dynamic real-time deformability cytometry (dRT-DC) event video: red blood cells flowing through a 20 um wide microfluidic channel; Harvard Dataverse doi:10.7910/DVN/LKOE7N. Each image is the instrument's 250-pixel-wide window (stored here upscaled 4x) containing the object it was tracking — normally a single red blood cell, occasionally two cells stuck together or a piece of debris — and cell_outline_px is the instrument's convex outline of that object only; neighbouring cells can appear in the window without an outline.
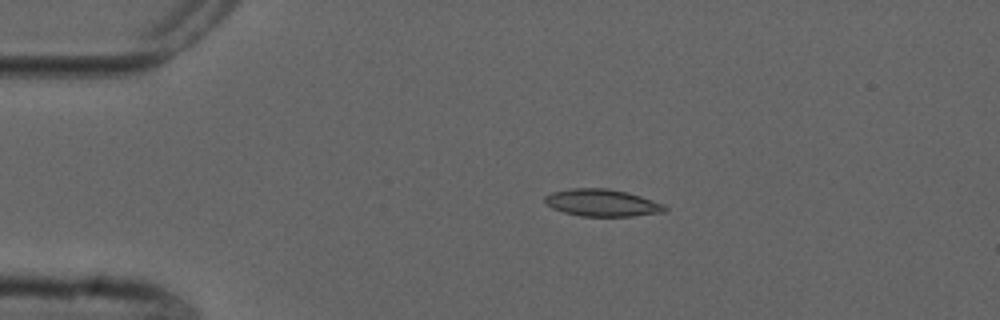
{"species": "common noctule bat (a hibernating species)", "species_latin": "Nyctalus noctula", "temperature_condition": "cold", "stored_images_in_passage": 4, "camera_frame_rate_fps": 3000, "um_per_image_px": 0.085, "animal": {"sex": "male", "forearm_length_mm": 52.5}, "frame": {"image": 1, "passage_image": 2, "time_ms": 1.0, "image_size_px": [1000, 320], "cell_outline_px": [[668, 208], [664, 212], [632, 216], [580, 216], [564, 212], [552, 208], [544, 200], [544, 196], [552, 192], [572, 188], [608, 188], [628, 192], [664, 204]], "centroid_in_image_um": [51.18, 17.23], "position_along_channel_um": 33.8, "area_um2": 18.96}}
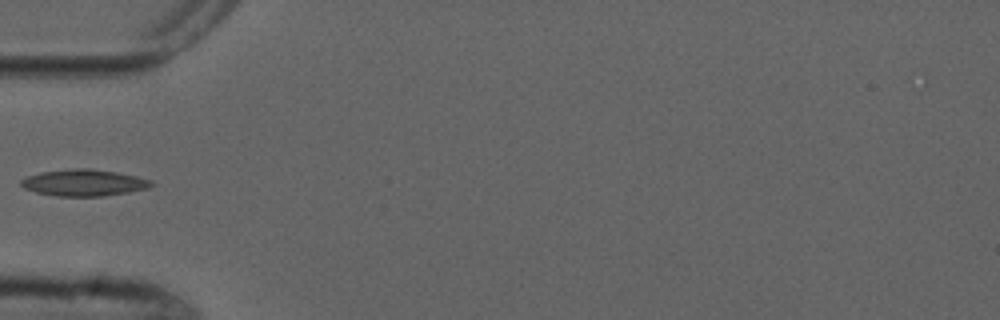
{"frame": {"image": 2, "passage_image": 4, "time_ms": 3.333, "image_size_px": [1000, 320], "cell_outline_px": [[156, 184], [148, 188], [128, 192], [100, 196], [56, 196], [36, 192], [24, 188], [20, 184], [20, 180], [28, 176], [44, 172], [76, 168], [88, 168], [116, 172], [136, 176], [152, 180]], "centroid_in_image_um": [7.16, 15.53], "position_along_channel_um": 77.8, "area_um2": 20.0}}